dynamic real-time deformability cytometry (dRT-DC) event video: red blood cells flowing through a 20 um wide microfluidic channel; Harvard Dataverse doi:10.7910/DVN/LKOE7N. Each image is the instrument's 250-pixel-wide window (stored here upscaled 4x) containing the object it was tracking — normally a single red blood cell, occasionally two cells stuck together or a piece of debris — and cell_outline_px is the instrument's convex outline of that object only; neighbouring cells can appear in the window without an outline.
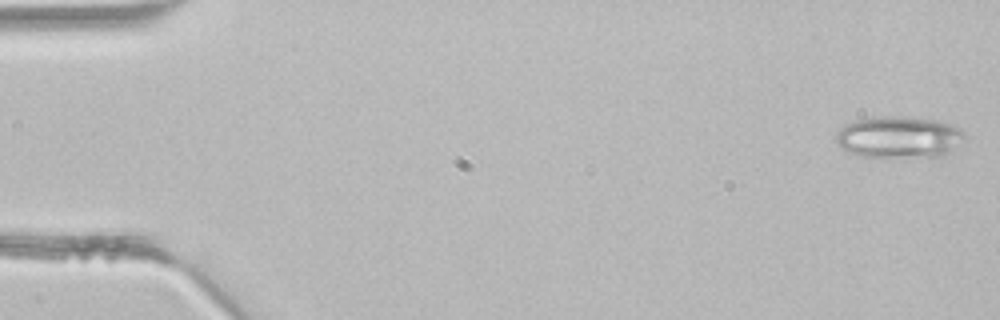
{"species": "common noctule bat (a hibernating species)", "species_latin": "Nyctalus noctula", "temperature_condition": "room temperature", "stored_images_in_passage": 43, "camera_frame_rate_fps": 3000, "um_per_image_px": 0.085, "animal": {"sex": "male", "body_mass_g": 21.5, "forearm_length_mm": 52.0}, "frame": {"image": 1, "passage_image": 1, "time_ms": 0.0, "image_size_px": [1000, 320], "cell_outline_px": [[968, 136], [944, 156], [860, 156], [848, 152], [840, 148], [836, 144], [836, 132], [844, 124], [856, 120], [884, 116], [904, 116], [936, 120], [952, 124], [960, 128]], "centroid_in_image_um": [76.41, 11.64], "position_along_channel_um": 8.6, "area_um2": 31.33}}
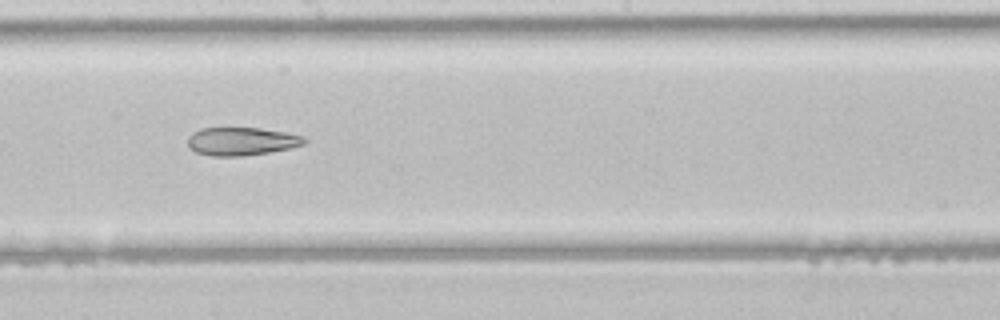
{"frame": {"image": 2, "passage_image": 24, "time_ms": 7.667, "image_size_px": [1000, 320], "cell_outline_px": [[308, 140], [304, 144], [288, 148], [268, 152], [244, 156], [212, 156], [196, 152], [188, 148], [188, 136], [192, 132], [200, 128], [260, 128], [284, 132], [304, 136]], "centroid_in_image_um": [20.5, 12.01], "position_along_channel_um": 227.7, "area_um2": 19.13}}
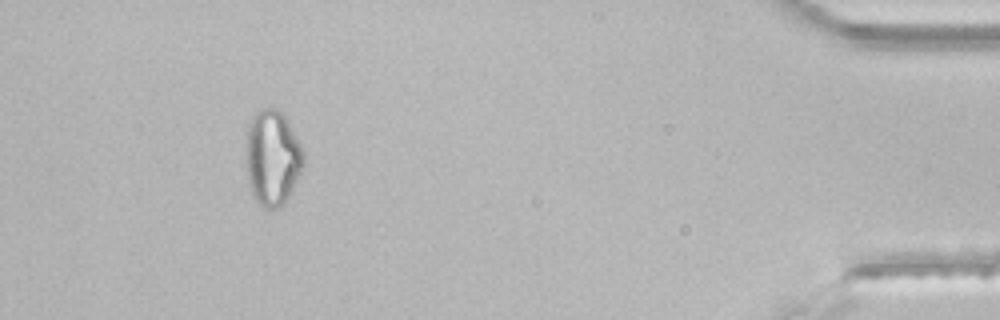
{"frame": {"image": 3, "passage_image": 40, "time_ms": 13.0, "image_size_px": [1000, 320], "cell_outline_px": [[304, 168], [284, 204], [280, 208], [264, 208], [252, 196], [248, 180], [248, 124], [252, 116], [260, 108], [276, 108], [284, 112], [304, 152]], "centroid_in_image_um": [23.2, 13.4], "position_along_channel_um": 412.0, "area_um2": 31.96}}